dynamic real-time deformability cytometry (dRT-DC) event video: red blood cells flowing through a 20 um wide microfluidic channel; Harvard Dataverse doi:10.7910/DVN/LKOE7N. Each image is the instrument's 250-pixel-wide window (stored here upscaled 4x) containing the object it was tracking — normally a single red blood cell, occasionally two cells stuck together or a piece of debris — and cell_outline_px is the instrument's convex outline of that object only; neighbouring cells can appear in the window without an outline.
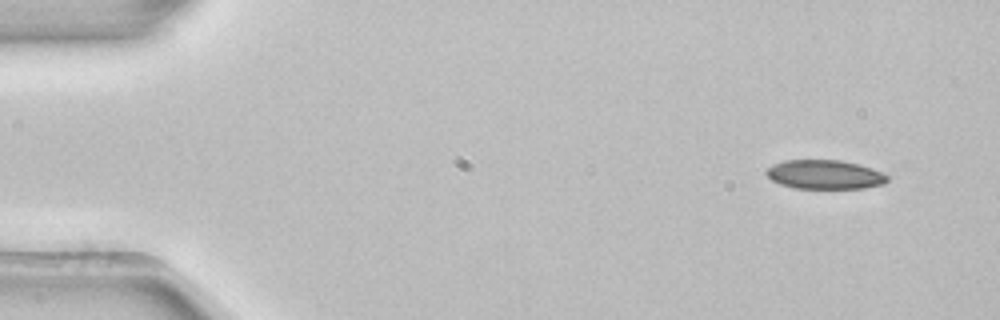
{"species": "common noctule bat (a hibernating species)", "species_latin": "Nyctalus noctula", "temperature_condition": "room temperature", "stored_images_in_passage": 4, "camera_frame_rate_fps": 3000, "um_per_image_px": 0.085, "animal": {"sex": "female", "body_mass_g": 22.7, "forearm_length_mm": 54.2}, "frame": {"image": 1, "passage_image": 1, "time_ms": 0.0, "image_size_px": [1000, 320], "cell_outline_px": [[888, 180], [884, 184], [864, 188], [796, 188], [780, 184], [772, 180], [764, 172], [772, 164], [784, 160], [840, 160], [860, 164], [872, 168], [888, 176]], "centroid_in_image_um": [70.1, 14.83], "position_along_channel_um": 14.9, "area_um2": 20.52}}
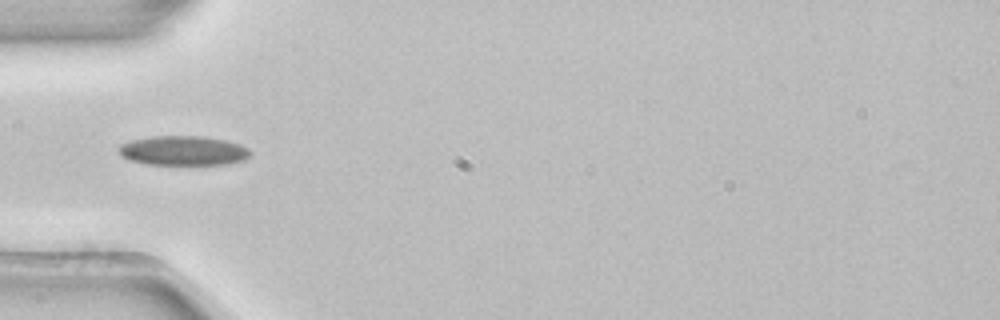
{"frame": {"image": 2, "passage_image": 4, "time_ms": 1.0, "image_size_px": [1000, 320], "cell_outline_px": [[252, 152], [244, 160], [228, 164], [148, 164], [128, 160], [120, 156], [116, 148], [120, 144], [132, 140], [152, 136], [200, 136], [228, 140], [240, 144], [248, 148]], "centroid_in_image_um": [15.55, 12.8], "position_along_channel_um": 69.4, "area_um2": 22.83}}